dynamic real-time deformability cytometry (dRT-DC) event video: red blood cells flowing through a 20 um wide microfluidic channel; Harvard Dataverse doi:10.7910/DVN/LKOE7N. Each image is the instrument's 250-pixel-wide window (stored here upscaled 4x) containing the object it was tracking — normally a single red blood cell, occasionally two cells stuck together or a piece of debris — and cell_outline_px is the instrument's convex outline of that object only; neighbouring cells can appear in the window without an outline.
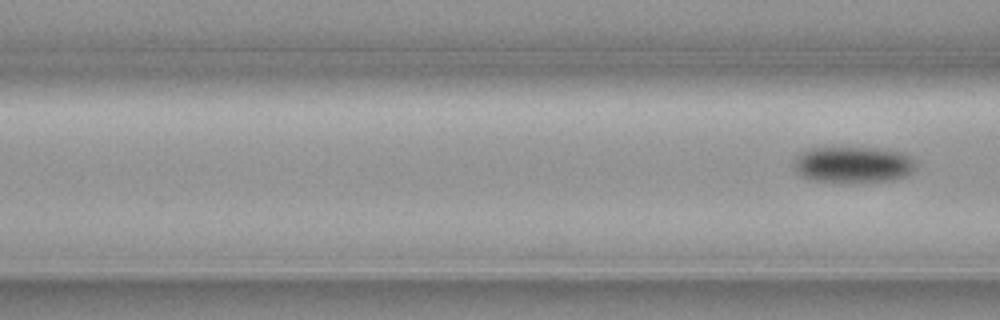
{"species": "common noctule bat (a hibernating species)", "species_latin": "Nyctalus noctula", "temperature_condition": "cold", "stored_images_in_passage": 8, "segment_of_instrument_passage": [2, 2], "camera_frame_rate_fps": 3000, "um_per_image_px": 0.085, "animal": {"sex": "female", "body_mass_g": 19.3, "forearm_length_mm": 54.1}, "frame": {"image": 1, "passage_image": 8, "time_ms": 2.333, "image_size_px": [1000, 320], "cell_outline_px": [[916, 168], [908, 176], [892, 180], [852, 184], [844, 184], [808, 180], [800, 176], [796, 172], [796, 160], [804, 152], [812, 148], [876, 148], [904, 152], [916, 164]], "centroid_in_image_um": [72.56, 14.05], "position_along_channel_um": 94.0, "area_um2": 26.24}}